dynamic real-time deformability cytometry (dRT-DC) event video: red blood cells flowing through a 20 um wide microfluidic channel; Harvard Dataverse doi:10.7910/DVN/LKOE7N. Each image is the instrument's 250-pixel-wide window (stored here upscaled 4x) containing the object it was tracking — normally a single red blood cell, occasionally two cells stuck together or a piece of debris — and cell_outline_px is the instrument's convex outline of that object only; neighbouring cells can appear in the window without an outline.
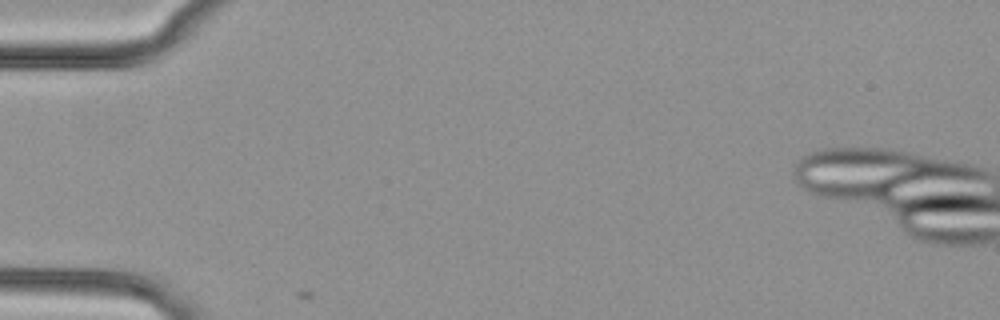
{"species": "common noctule bat (a hibernating species)", "species_latin": "Nyctalus noctula", "temperature_condition": "cold", "stored_images_in_passage": 4, "camera_frame_rate_fps": 3000, "um_per_image_px": 0.085, "animal": {"sex": "female", "body_mass_g": 29.2, "forearm_length_mm": 56.3}, "frame": {"image": 1, "passage_image": 4, "time_ms": 1.0, "image_size_px": [1000, 320], "cell_outline_px": [[976, 172], [884, 196], [880, 196], [832, 192], [820, 188], [912, 164], [936, 164], [960, 168]], "centroid_in_image_um": [76.35, 15.29], "position_along_channel_um": 8.6, "area_um2": 17.86}}